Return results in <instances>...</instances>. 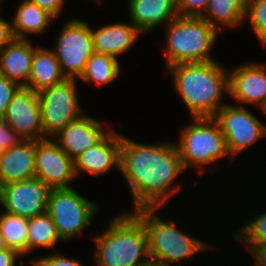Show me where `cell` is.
I'll return each instance as SVG.
<instances>
[{"label": "cell", "instance_id": "cell-13", "mask_svg": "<svg viewBox=\"0 0 266 266\" xmlns=\"http://www.w3.org/2000/svg\"><path fill=\"white\" fill-rule=\"evenodd\" d=\"M2 119L25 140L45 139L39 96L30 88L17 89Z\"/></svg>", "mask_w": 266, "mask_h": 266}, {"label": "cell", "instance_id": "cell-10", "mask_svg": "<svg viewBox=\"0 0 266 266\" xmlns=\"http://www.w3.org/2000/svg\"><path fill=\"white\" fill-rule=\"evenodd\" d=\"M231 155L238 154L266 134L265 125L246 108L225 104L214 116Z\"/></svg>", "mask_w": 266, "mask_h": 266}, {"label": "cell", "instance_id": "cell-15", "mask_svg": "<svg viewBox=\"0 0 266 266\" xmlns=\"http://www.w3.org/2000/svg\"><path fill=\"white\" fill-rule=\"evenodd\" d=\"M121 135L108 131L96 144L81 153L75 160L76 176L81 171L94 176L104 174L112 167L120 169Z\"/></svg>", "mask_w": 266, "mask_h": 266}, {"label": "cell", "instance_id": "cell-9", "mask_svg": "<svg viewBox=\"0 0 266 266\" xmlns=\"http://www.w3.org/2000/svg\"><path fill=\"white\" fill-rule=\"evenodd\" d=\"M55 53L66 78H79L88 59L95 53L93 36L86 22L72 19L63 26Z\"/></svg>", "mask_w": 266, "mask_h": 266}, {"label": "cell", "instance_id": "cell-20", "mask_svg": "<svg viewBox=\"0 0 266 266\" xmlns=\"http://www.w3.org/2000/svg\"><path fill=\"white\" fill-rule=\"evenodd\" d=\"M94 52L108 54L115 58L126 52L142 33L133 23L131 25L114 23L92 30Z\"/></svg>", "mask_w": 266, "mask_h": 266}, {"label": "cell", "instance_id": "cell-19", "mask_svg": "<svg viewBox=\"0 0 266 266\" xmlns=\"http://www.w3.org/2000/svg\"><path fill=\"white\" fill-rule=\"evenodd\" d=\"M130 18L141 32L168 24L179 14L175 0H128Z\"/></svg>", "mask_w": 266, "mask_h": 266}, {"label": "cell", "instance_id": "cell-30", "mask_svg": "<svg viewBox=\"0 0 266 266\" xmlns=\"http://www.w3.org/2000/svg\"><path fill=\"white\" fill-rule=\"evenodd\" d=\"M18 88L19 86L16 83L0 73V118L4 116L8 104Z\"/></svg>", "mask_w": 266, "mask_h": 266}, {"label": "cell", "instance_id": "cell-37", "mask_svg": "<svg viewBox=\"0 0 266 266\" xmlns=\"http://www.w3.org/2000/svg\"><path fill=\"white\" fill-rule=\"evenodd\" d=\"M8 248L5 239L3 238L1 231H0V252L6 250Z\"/></svg>", "mask_w": 266, "mask_h": 266}, {"label": "cell", "instance_id": "cell-38", "mask_svg": "<svg viewBox=\"0 0 266 266\" xmlns=\"http://www.w3.org/2000/svg\"><path fill=\"white\" fill-rule=\"evenodd\" d=\"M143 266H158L157 264H155L153 261H149L148 263H146Z\"/></svg>", "mask_w": 266, "mask_h": 266}, {"label": "cell", "instance_id": "cell-33", "mask_svg": "<svg viewBox=\"0 0 266 266\" xmlns=\"http://www.w3.org/2000/svg\"><path fill=\"white\" fill-rule=\"evenodd\" d=\"M40 8L46 10L54 18H58L65 0H30Z\"/></svg>", "mask_w": 266, "mask_h": 266}, {"label": "cell", "instance_id": "cell-21", "mask_svg": "<svg viewBox=\"0 0 266 266\" xmlns=\"http://www.w3.org/2000/svg\"><path fill=\"white\" fill-rule=\"evenodd\" d=\"M66 77L62 74L59 62L53 50L37 48L34 51L27 88L36 93L62 82Z\"/></svg>", "mask_w": 266, "mask_h": 266}, {"label": "cell", "instance_id": "cell-4", "mask_svg": "<svg viewBox=\"0 0 266 266\" xmlns=\"http://www.w3.org/2000/svg\"><path fill=\"white\" fill-rule=\"evenodd\" d=\"M166 31V67L179 63L214 61L209 56L218 31L200 16H181L171 20Z\"/></svg>", "mask_w": 266, "mask_h": 266}, {"label": "cell", "instance_id": "cell-22", "mask_svg": "<svg viewBox=\"0 0 266 266\" xmlns=\"http://www.w3.org/2000/svg\"><path fill=\"white\" fill-rule=\"evenodd\" d=\"M11 23L14 38L26 39V34H40L48 27L53 16L30 0H22Z\"/></svg>", "mask_w": 266, "mask_h": 266}, {"label": "cell", "instance_id": "cell-25", "mask_svg": "<svg viewBox=\"0 0 266 266\" xmlns=\"http://www.w3.org/2000/svg\"><path fill=\"white\" fill-rule=\"evenodd\" d=\"M118 59L108 55L94 53L87 61L80 80L85 83L107 84L118 77L120 73Z\"/></svg>", "mask_w": 266, "mask_h": 266}, {"label": "cell", "instance_id": "cell-39", "mask_svg": "<svg viewBox=\"0 0 266 266\" xmlns=\"http://www.w3.org/2000/svg\"><path fill=\"white\" fill-rule=\"evenodd\" d=\"M5 149L0 146V157L4 154Z\"/></svg>", "mask_w": 266, "mask_h": 266}, {"label": "cell", "instance_id": "cell-17", "mask_svg": "<svg viewBox=\"0 0 266 266\" xmlns=\"http://www.w3.org/2000/svg\"><path fill=\"white\" fill-rule=\"evenodd\" d=\"M36 140L23 139L0 157V186L35 177Z\"/></svg>", "mask_w": 266, "mask_h": 266}, {"label": "cell", "instance_id": "cell-29", "mask_svg": "<svg viewBox=\"0 0 266 266\" xmlns=\"http://www.w3.org/2000/svg\"><path fill=\"white\" fill-rule=\"evenodd\" d=\"M178 14L181 16H201L209 0H175Z\"/></svg>", "mask_w": 266, "mask_h": 266}, {"label": "cell", "instance_id": "cell-24", "mask_svg": "<svg viewBox=\"0 0 266 266\" xmlns=\"http://www.w3.org/2000/svg\"><path fill=\"white\" fill-rule=\"evenodd\" d=\"M27 226V252L35 249V247L54 248L55 244L62 240L47 212L27 219Z\"/></svg>", "mask_w": 266, "mask_h": 266}, {"label": "cell", "instance_id": "cell-27", "mask_svg": "<svg viewBox=\"0 0 266 266\" xmlns=\"http://www.w3.org/2000/svg\"><path fill=\"white\" fill-rule=\"evenodd\" d=\"M247 17L259 41L266 45V0L246 2L245 18Z\"/></svg>", "mask_w": 266, "mask_h": 266}, {"label": "cell", "instance_id": "cell-12", "mask_svg": "<svg viewBox=\"0 0 266 266\" xmlns=\"http://www.w3.org/2000/svg\"><path fill=\"white\" fill-rule=\"evenodd\" d=\"M53 140H36L35 178L50 189L70 188V182L77 177L74 160Z\"/></svg>", "mask_w": 266, "mask_h": 266}, {"label": "cell", "instance_id": "cell-26", "mask_svg": "<svg viewBox=\"0 0 266 266\" xmlns=\"http://www.w3.org/2000/svg\"><path fill=\"white\" fill-rule=\"evenodd\" d=\"M0 231L8 247L17 250L21 256L27 254V219L4 213L0 215Z\"/></svg>", "mask_w": 266, "mask_h": 266}, {"label": "cell", "instance_id": "cell-5", "mask_svg": "<svg viewBox=\"0 0 266 266\" xmlns=\"http://www.w3.org/2000/svg\"><path fill=\"white\" fill-rule=\"evenodd\" d=\"M159 208H139L132 212L142 222L148 242L150 261L158 266L170 264L195 253L208 250L209 246L202 241L179 231L175 224L164 222L155 211Z\"/></svg>", "mask_w": 266, "mask_h": 266}, {"label": "cell", "instance_id": "cell-1", "mask_svg": "<svg viewBox=\"0 0 266 266\" xmlns=\"http://www.w3.org/2000/svg\"><path fill=\"white\" fill-rule=\"evenodd\" d=\"M119 170L128 182L135 210L163 206L177 192L169 188L184 168L175 144L147 145L121 136Z\"/></svg>", "mask_w": 266, "mask_h": 266}, {"label": "cell", "instance_id": "cell-14", "mask_svg": "<svg viewBox=\"0 0 266 266\" xmlns=\"http://www.w3.org/2000/svg\"><path fill=\"white\" fill-rule=\"evenodd\" d=\"M229 75V95L239 103L258 104L266 108V70L264 65L245 64L233 69Z\"/></svg>", "mask_w": 266, "mask_h": 266}, {"label": "cell", "instance_id": "cell-31", "mask_svg": "<svg viewBox=\"0 0 266 266\" xmlns=\"http://www.w3.org/2000/svg\"><path fill=\"white\" fill-rule=\"evenodd\" d=\"M23 140L16 131L0 118V146L4 149L18 145Z\"/></svg>", "mask_w": 266, "mask_h": 266}, {"label": "cell", "instance_id": "cell-6", "mask_svg": "<svg viewBox=\"0 0 266 266\" xmlns=\"http://www.w3.org/2000/svg\"><path fill=\"white\" fill-rule=\"evenodd\" d=\"M181 132L177 146L184 170L190 166L211 164L228 155L226 140L213 117L193 118Z\"/></svg>", "mask_w": 266, "mask_h": 266}, {"label": "cell", "instance_id": "cell-16", "mask_svg": "<svg viewBox=\"0 0 266 266\" xmlns=\"http://www.w3.org/2000/svg\"><path fill=\"white\" fill-rule=\"evenodd\" d=\"M96 119L82 115L79 119L67 124L58 134L56 142L73 160L89 147L96 144L107 132Z\"/></svg>", "mask_w": 266, "mask_h": 266}, {"label": "cell", "instance_id": "cell-32", "mask_svg": "<svg viewBox=\"0 0 266 266\" xmlns=\"http://www.w3.org/2000/svg\"><path fill=\"white\" fill-rule=\"evenodd\" d=\"M31 262H33L36 266H84L72 257L70 259L57 253L55 255L32 260Z\"/></svg>", "mask_w": 266, "mask_h": 266}, {"label": "cell", "instance_id": "cell-3", "mask_svg": "<svg viewBox=\"0 0 266 266\" xmlns=\"http://www.w3.org/2000/svg\"><path fill=\"white\" fill-rule=\"evenodd\" d=\"M94 239L97 266H143L150 261L145 228L133 213L113 218Z\"/></svg>", "mask_w": 266, "mask_h": 266}, {"label": "cell", "instance_id": "cell-36", "mask_svg": "<svg viewBox=\"0 0 266 266\" xmlns=\"http://www.w3.org/2000/svg\"><path fill=\"white\" fill-rule=\"evenodd\" d=\"M21 255L17 250L8 247L0 252V266H14L15 259Z\"/></svg>", "mask_w": 266, "mask_h": 266}, {"label": "cell", "instance_id": "cell-18", "mask_svg": "<svg viewBox=\"0 0 266 266\" xmlns=\"http://www.w3.org/2000/svg\"><path fill=\"white\" fill-rule=\"evenodd\" d=\"M36 49L27 38H14L0 51V73L19 87H26Z\"/></svg>", "mask_w": 266, "mask_h": 266}, {"label": "cell", "instance_id": "cell-28", "mask_svg": "<svg viewBox=\"0 0 266 266\" xmlns=\"http://www.w3.org/2000/svg\"><path fill=\"white\" fill-rule=\"evenodd\" d=\"M240 230L238 233H234V238L244 241L246 245H261L266 243V212L259 217L257 216L255 220H251L248 225L246 224Z\"/></svg>", "mask_w": 266, "mask_h": 266}, {"label": "cell", "instance_id": "cell-2", "mask_svg": "<svg viewBox=\"0 0 266 266\" xmlns=\"http://www.w3.org/2000/svg\"><path fill=\"white\" fill-rule=\"evenodd\" d=\"M167 69L192 118L213 117L225 105L220 98L223 91H229V75L215 60L179 63Z\"/></svg>", "mask_w": 266, "mask_h": 266}, {"label": "cell", "instance_id": "cell-23", "mask_svg": "<svg viewBox=\"0 0 266 266\" xmlns=\"http://www.w3.org/2000/svg\"><path fill=\"white\" fill-rule=\"evenodd\" d=\"M204 12L200 17L209 22L218 31H221L223 24L232 27L243 22L246 2L244 0H209ZM205 14L208 15L206 16Z\"/></svg>", "mask_w": 266, "mask_h": 266}, {"label": "cell", "instance_id": "cell-11", "mask_svg": "<svg viewBox=\"0 0 266 266\" xmlns=\"http://www.w3.org/2000/svg\"><path fill=\"white\" fill-rule=\"evenodd\" d=\"M50 191L35 177L11 182L0 186V203L5 213L29 219L46 212Z\"/></svg>", "mask_w": 266, "mask_h": 266}, {"label": "cell", "instance_id": "cell-7", "mask_svg": "<svg viewBox=\"0 0 266 266\" xmlns=\"http://www.w3.org/2000/svg\"><path fill=\"white\" fill-rule=\"evenodd\" d=\"M96 205L73 187L51 189L46 212L51 216L60 238L65 241L83 232L99 211Z\"/></svg>", "mask_w": 266, "mask_h": 266}, {"label": "cell", "instance_id": "cell-8", "mask_svg": "<svg viewBox=\"0 0 266 266\" xmlns=\"http://www.w3.org/2000/svg\"><path fill=\"white\" fill-rule=\"evenodd\" d=\"M76 91V79L65 78L38 93L45 138H54L67 124L82 116Z\"/></svg>", "mask_w": 266, "mask_h": 266}, {"label": "cell", "instance_id": "cell-35", "mask_svg": "<svg viewBox=\"0 0 266 266\" xmlns=\"http://www.w3.org/2000/svg\"><path fill=\"white\" fill-rule=\"evenodd\" d=\"M249 252L255 258L257 266H266V243L261 245H247Z\"/></svg>", "mask_w": 266, "mask_h": 266}, {"label": "cell", "instance_id": "cell-34", "mask_svg": "<svg viewBox=\"0 0 266 266\" xmlns=\"http://www.w3.org/2000/svg\"><path fill=\"white\" fill-rule=\"evenodd\" d=\"M13 39L11 24L0 18V51Z\"/></svg>", "mask_w": 266, "mask_h": 266}]
</instances>
